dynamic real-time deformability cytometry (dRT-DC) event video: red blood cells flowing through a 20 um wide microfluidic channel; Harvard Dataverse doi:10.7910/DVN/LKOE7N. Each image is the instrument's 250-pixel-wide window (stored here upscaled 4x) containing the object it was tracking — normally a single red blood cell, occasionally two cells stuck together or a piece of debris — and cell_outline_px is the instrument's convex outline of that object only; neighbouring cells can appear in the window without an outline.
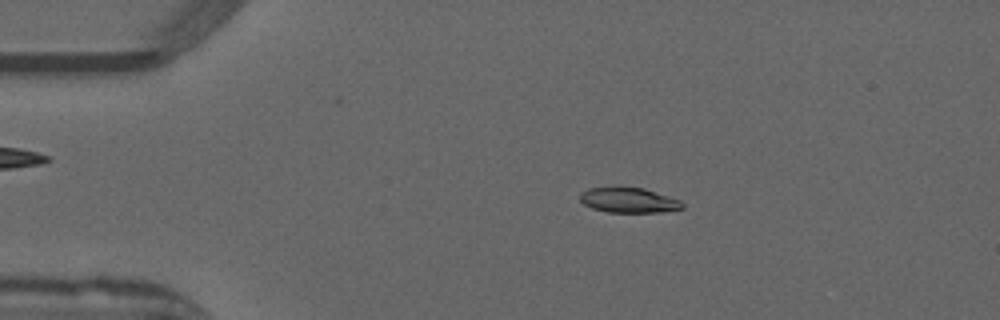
{"species": "common noctule bat (a hibernating species)", "species_latin": "Nyctalus noctula", "temperature_condition": "warm", "stored_images_in_passage": 51, "camera_frame_rate_fps": 3000, "um_per_image_px": 0.085, "animal": {"sex": "male", "forearm_length_mm": 52.5}, "frame": {"image": 1, "passage_image": 10, "time_ms": 3.0, "image_size_px": [1000, 320], "cell_outline_px": [[684, 208], [660, 212], [608, 212], [592, 208], [584, 204], [580, 200], [580, 192], [588, 188], [644, 188], [680, 200], [684, 204]], "centroid_in_image_um": [53.44, 17.03], "position_along_channel_um": 31.6, "area_um2": 14.74}}
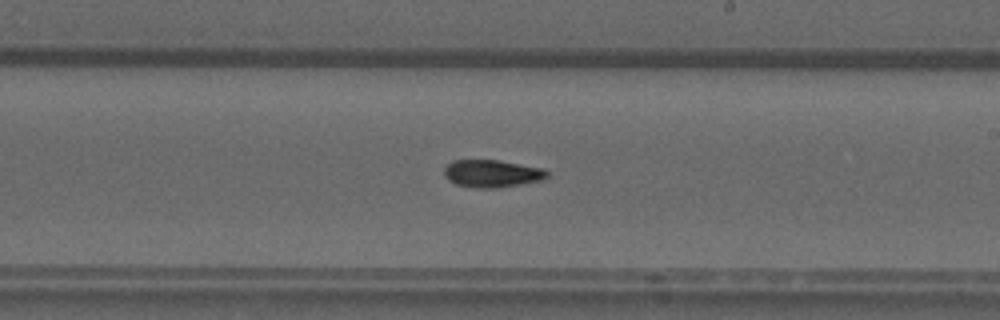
{"frame": {"image": 2, "passage_image": 30, "time_ms": 9.667, "image_size_px": [1000, 320], "cell_outline_px": [[548, 176], [544, 180], [496, 188], [476, 188], [456, 184], [448, 180], [444, 176], [444, 168], [452, 160], [500, 160], [544, 168], [548, 172]], "centroid_in_image_um": [41.83, 14.75], "position_along_channel_um": 247.2, "area_um2": 16.65}}
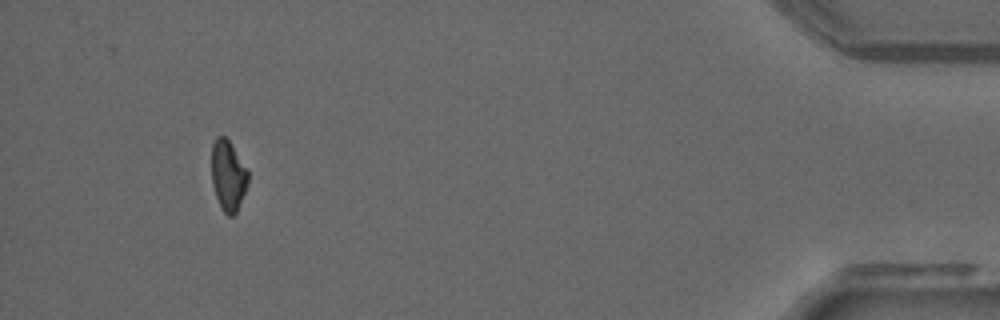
{"frame": {"image": 3, "passage_image": 48, "time_ms": 15.667, "image_size_px": [1000, 320], "cell_outline_px": [[248, 180], [244, 192], [236, 212], [232, 216], [228, 216], [224, 212], [216, 196], [212, 184], [212, 144], [216, 136], [224, 136], [228, 140], [248, 168]], "centroid_in_image_um": [19.39, 14.89], "position_along_channel_um": 415.8, "area_um2": 14.8}}